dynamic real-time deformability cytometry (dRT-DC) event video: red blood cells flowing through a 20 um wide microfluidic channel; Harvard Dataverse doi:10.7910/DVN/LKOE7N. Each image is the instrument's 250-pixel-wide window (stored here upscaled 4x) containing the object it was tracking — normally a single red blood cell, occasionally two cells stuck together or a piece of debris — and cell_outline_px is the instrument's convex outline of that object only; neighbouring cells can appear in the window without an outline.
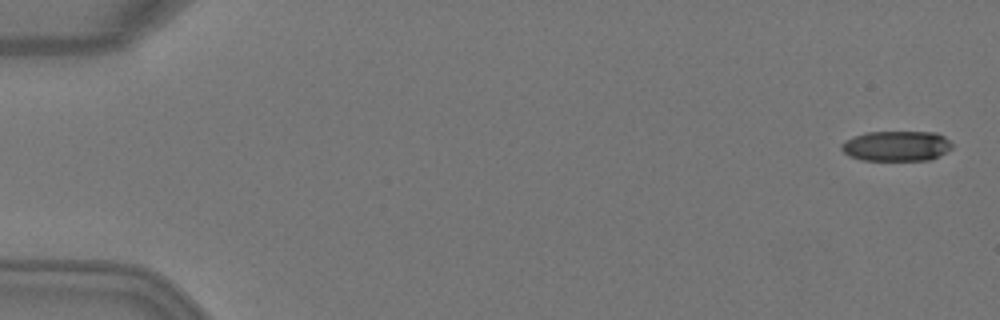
{"species": "Egyptian fruit bat (a non-hibernating species)", "species_latin": "Rousettus aegyptiacus", "temperature_condition": "warm", "stored_images_in_passage": 6, "camera_frame_rate_fps": 3000, "um_per_image_px": 0.085, "animal": {"sex": "female"}, "frame": {"image": 1, "passage_image": 1, "time_ms": 0.0, "image_size_px": [1000, 320], "cell_outline_px": [[952, 148], [940, 156], [928, 160], [860, 160], [848, 156], [840, 148], [840, 144], [844, 140], [852, 136], [864, 132], [936, 132], [944, 136], [952, 144]], "centroid_in_image_um": [76.16, 12.41], "position_along_channel_um": 8.8, "area_um2": 19.77}}
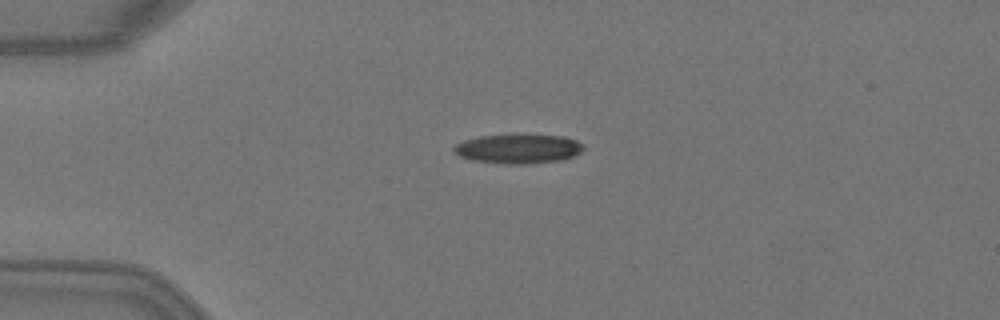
{"frame": {"image": 2, "passage_image": 4, "time_ms": 1.0, "image_size_px": [1000, 320], "cell_outline_px": [[584, 148], [580, 152], [564, 160], [528, 164], [504, 164], [472, 160], [460, 156], [452, 152], [452, 148], [456, 144], [464, 140], [476, 136], [512, 132], [516, 132], [564, 136], [576, 140], [584, 144]], "centroid_in_image_um": [44.03, 12.6], "position_along_channel_um": 41.0, "area_um2": 23.29}}
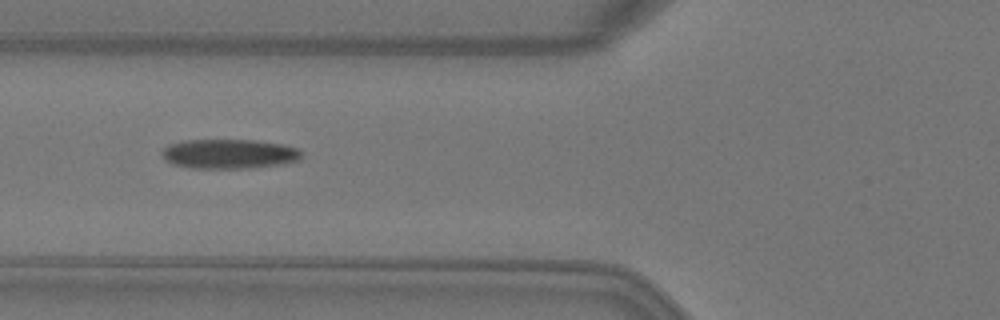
{"frame": {"image": 3, "passage_image": 6, "time_ms": 1.667, "image_size_px": [1000, 320], "cell_outline_px": [[300, 160], [284, 164], [248, 168], [188, 168], [172, 164], [164, 160], [160, 152], [168, 144], [184, 140], [256, 140], [284, 144], [296, 148], [300, 152]], "centroid_in_image_um": [19.43, 13.08], "position_along_channel_um": 106.4, "area_um2": 24.28}}